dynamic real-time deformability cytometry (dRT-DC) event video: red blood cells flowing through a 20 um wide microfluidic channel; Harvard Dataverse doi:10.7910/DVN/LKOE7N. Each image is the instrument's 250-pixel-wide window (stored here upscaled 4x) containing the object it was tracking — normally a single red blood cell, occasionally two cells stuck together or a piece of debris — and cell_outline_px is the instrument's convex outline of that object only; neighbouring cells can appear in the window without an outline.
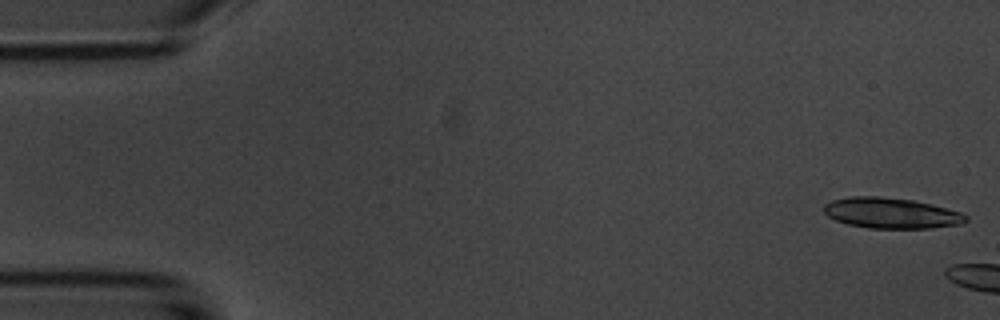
{"species": "common noctule bat (a hibernating species)", "species_latin": "Nyctalus noctula", "temperature_condition": "room temperature", "stored_images_in_passage": 7, "camera_frame_rate_fps": 3000, "um_per_image_px": 0.085, "animal": {"sex": "male", "body_mass_g": 20.1, "forearm_length_mm": 53.5}, "frame": {"image": 1, "passage_image": 1, "time_ms": 0.0, "image_size_px": [1000, 320], "cell_outline_px": [[968, 220], [960, 224], [928, 228], [868, 228], [848, 224], [836, 220], [828, 216], [824, 212], [824, 204], [832, 200], [848, 196], [880, 196], [912, 200], [932, 204], [960, 212], [968, 216]], "centroid_in_image_um": [75.73, 18.1], "position_along_channel_um": 9.3, "area_um2": 25.32}}
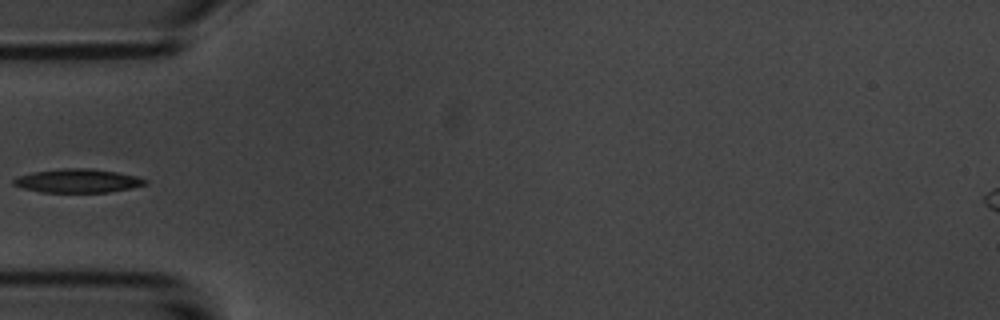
{"frame": {"image": 2, "passage_image": 6, "time_ms": 7.0, "image_size_px": [1000, 320], "cell_outline_px": [[148, 184], [132, 188], [108, 192], [40, 192], [24, 188], [12, 184], [12, 180], [20, 176], [36, 172], [64, 168], [92, 168], [116, 172], [136, 176], [148, 180]], "centroid_in_image_um": [6.66, 15.37], "position_along_channel_um": 78.3, "area_um2": 18.03}}